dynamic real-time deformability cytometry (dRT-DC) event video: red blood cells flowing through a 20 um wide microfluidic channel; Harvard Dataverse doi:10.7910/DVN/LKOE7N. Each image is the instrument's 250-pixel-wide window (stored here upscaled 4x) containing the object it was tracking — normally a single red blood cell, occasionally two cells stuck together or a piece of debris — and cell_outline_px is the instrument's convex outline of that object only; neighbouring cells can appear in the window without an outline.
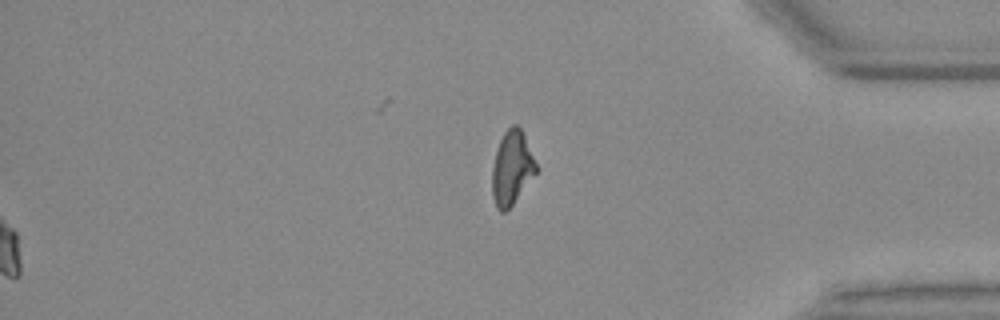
{"species": "Egyptian fruit bat (a non-hibernating species)", "species_latin": "Rousettus aegyptiacus", "temperature_condition": "warm", "stored_images_in_passage": 48, "segment_of_instrument_passage": [2, 2], "camera_frame_rate_fps": 3000, "um_per_image_px": 0.085, "animal": {"sex": "female"}, "frame": {"image": 1, "passage_image": 48, "time_ms": 15.667, "image_size_px": [1000, 320], "cell_outline_px": [[536, 172], [512, 204], [504, 212], [500, 212], [496, 208], [492, 196], [492, 168], [496, 152], [500, 140], [504, 132], [512, 124], [516, 124], [520, 128], [524, 136], [536, 164]], "centroid_in_image_um": [43.47, 14.28], "position_along_channel_um": 391.7, "area_um2": 18.44}}